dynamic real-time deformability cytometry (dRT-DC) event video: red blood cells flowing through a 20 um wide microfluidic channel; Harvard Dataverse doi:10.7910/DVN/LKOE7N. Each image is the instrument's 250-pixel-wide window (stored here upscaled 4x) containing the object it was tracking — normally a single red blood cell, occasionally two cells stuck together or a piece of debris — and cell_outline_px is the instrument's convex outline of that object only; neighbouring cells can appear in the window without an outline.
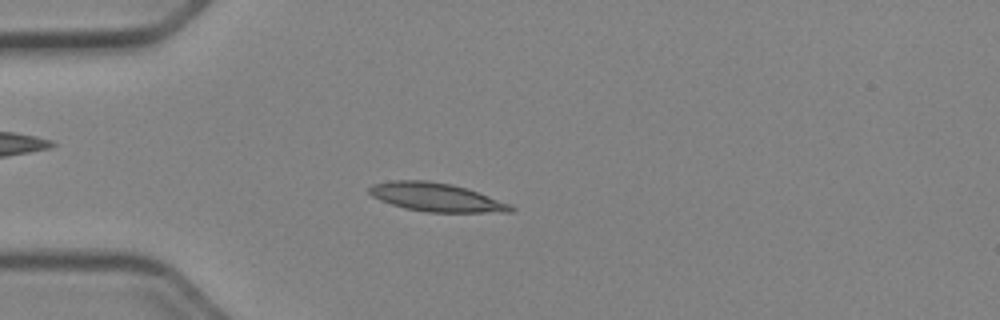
{"species": "Egyptian fruit bat (a non-hibernating species)", "species_latin": "Rousettus aegyptiacus", "temperature_condition": "cold", "stored_images_in_passage": 48, "camera_frame_rate_fps": 3000, "um_per_image_px": 0.085, "animal": {"sex": "female"}, "frame": {"image": 1, "passage_image": 11, "time_ms": 3.333, "image_size_px": [1000, 320], "cell_outline_px": [[516, 208], [512, 212], [424, 212], [404, 208], [380, 200], [372, 196], [368, 192], [368, 188], [372, 184], [392, 180], [428, 180], [452, 184], [512, 204]], "centroid_in_image_um": [37.06, 16.76], "position_along_channel_um": 47.9, "area_um2": 23.52}}
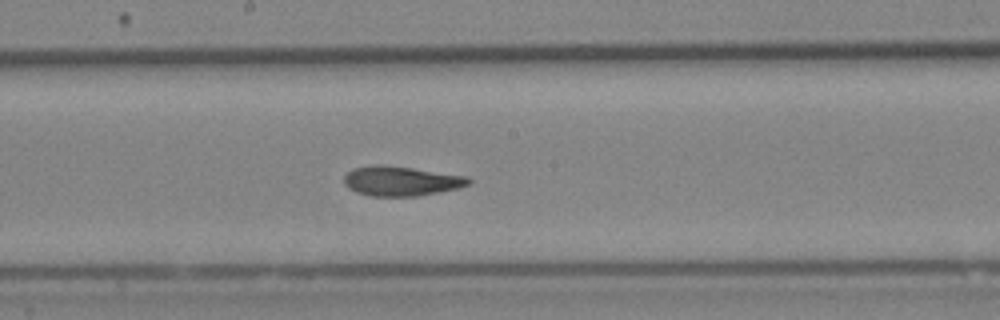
{"frame": {"image": 2, "passage_image": 25, "time_ms": 8.0, "image_size_px": [1000, 320], "cell_outline_px": [[472, 180], [468, 184], [456, 188], [416, 196], [368, 196], [356, 192], [348, 188], [344, 184], [344, 176], [352, 168], [380, 164], [412, 168], [468, 176]], "centroid_in_image_um": [34.04, 15.38], "position_along_channel_um": 214.2, "area_um2": 21.39}}
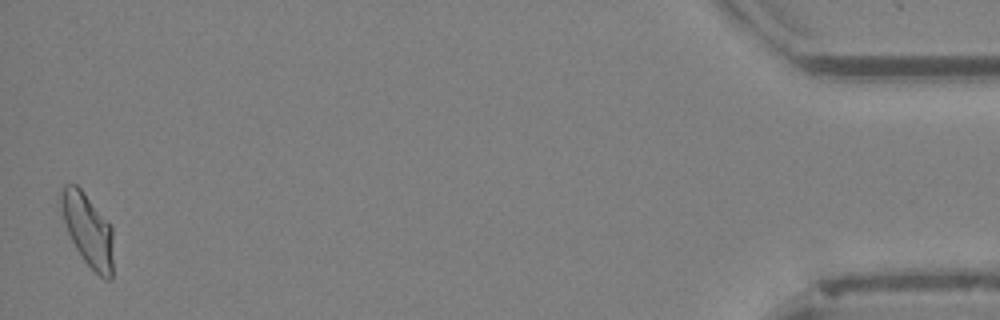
{"frame": {"image": 3, "passage_image": 48, "time_ms": 15.667, "image_size_px": [1000, 320], "cell_outline_px": [[112, 280], [104, 280], [84, 260], [76, 248], [68, 232], [64, 220], [60, 200], [60, 192], [64, 184], [76, 184], [80, 188], [112, 228]], "centroid_in_image_um": [7.46, 19.55], "position_along_channel_um": 427.7, "area_um2": 21.5}, "authors_computed_cell_mechanics": {"area_um2": 21.6461, "velocity_mm_per_s": 3.945, "shape_relaxation_time_tau1_ms": 5.4356, "shape_relaxation_time_tau2_ms": 1.979, "deformation_change_tau1": 0.1471, "deformation_change_tau2": 0.0767}}